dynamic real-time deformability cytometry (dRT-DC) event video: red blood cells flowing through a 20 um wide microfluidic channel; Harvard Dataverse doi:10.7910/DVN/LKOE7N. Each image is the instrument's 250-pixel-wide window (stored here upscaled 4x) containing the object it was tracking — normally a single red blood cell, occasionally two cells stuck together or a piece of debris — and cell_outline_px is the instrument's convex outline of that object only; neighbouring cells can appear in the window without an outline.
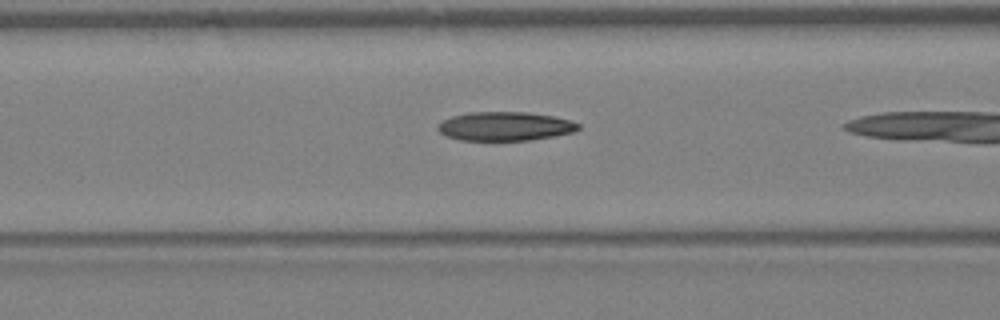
{"species": "Egyptian fruit bat (a non-hibernating species)", "species_latin": "Rousettus aegyptiacus", "temperature_condition": "warm", "stored_images_in_passage": 15, "camera_frame_rate_fps": 3000, "um_per_image_px": 0.085, "animal": {"sex": "female"}, "frame": {"image": 1, "passage_image": 14, "time_ms": 4.333, "image_size_px": [1000, 320], "cell_outline_px": [[580, 128], [576, 132], [556, 136], [532, 140], [460, 140], [448, 136], [440, 132], [436, 128], [436, 124], [452, 116], [468, 112], [528, 112], [552, 116], [568, 120], [580, 124]], "centroid_in_image_um": [42.94, 10.73], "position_along_channel_um": 123.7, "area_um2": 23.76}}